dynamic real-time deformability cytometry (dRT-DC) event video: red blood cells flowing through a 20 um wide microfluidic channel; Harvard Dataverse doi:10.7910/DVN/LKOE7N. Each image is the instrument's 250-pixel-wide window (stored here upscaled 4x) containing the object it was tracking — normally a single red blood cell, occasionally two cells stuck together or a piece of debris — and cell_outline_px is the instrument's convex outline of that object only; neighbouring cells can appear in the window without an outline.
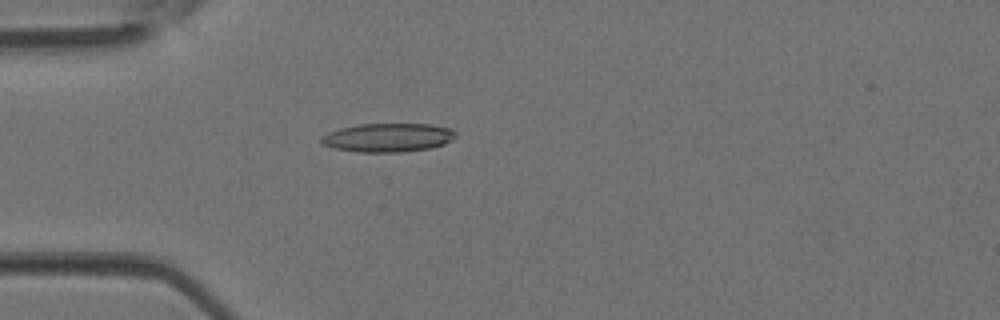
{"species": "Egyptian fruit bat (a non-hibernating species)", "species_latin": "Rousettus aegyptiacus", "temperature_condition": "room temperature", "stored_images_in_passage": 34, "camera_frame_rate_fps": 3000, "um_per_image_px": 0.085, "animal": {"sex": "female"}, "frame": {"image": 1, "passage_image": 3, "time_ms": 0.667, "image_size_px": [1000, 320], "cell_outline_px": [[456, 136], [452, 140], [444, 144], [428, 148], [400, 152], [356, 152], [336, 148], [320, 144], [320, 136], [328, 132], [340, 128], [360, 124], [428, 124], [452, 128], [456, 132]], "centroid_in_image_um": [32.96, 11.69], "position_along_channel_um": 52.0, "area_um2": 22.54}}
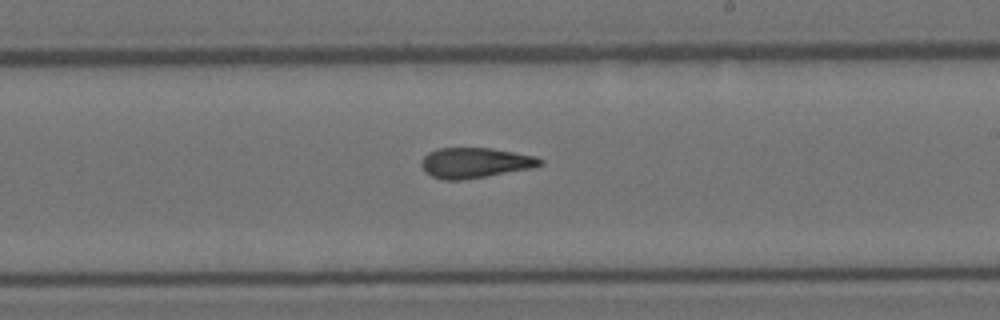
{"frame": {"image": 2, "passage_image": 16, "time_ms": 5.0, "image_size_px": [1000, 320], "cell_outline_px": [[544, 164], [532, 168], [488, 176], [464, 180], [444, 180], [432, 176], [424, 172], [420, 164], [420, 160], [428, 152], [436, 148], [492, 148], [536, 156], [544, 160]], "centroid_in_image_um": [40.37, 13.84], "position_along_channel_um": 248.6, "area_um2": 21.27}}
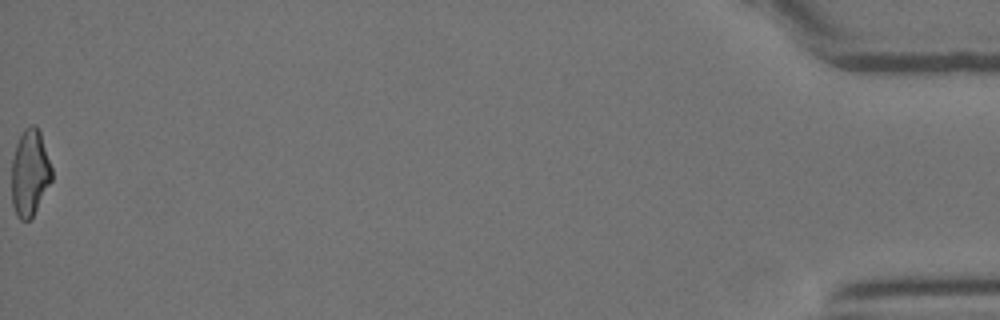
{"frame": {"image": 3, "passage_image": 34, "time_ms": 11.0, "image_size_px": [1000, 320], "cell_outline_px": [[52, 180], [32, 216], [28, 220], [20, 220], [16, 216], [12, 204], [12, 160], [16, 144], [24, 128], [32, 124], [36, 124], [40, 132], [52, 168]], "centroid_in_image_um": [2.53, 14.68], "position_along_channel_um": 432.7, "area_um2": 20.17}}